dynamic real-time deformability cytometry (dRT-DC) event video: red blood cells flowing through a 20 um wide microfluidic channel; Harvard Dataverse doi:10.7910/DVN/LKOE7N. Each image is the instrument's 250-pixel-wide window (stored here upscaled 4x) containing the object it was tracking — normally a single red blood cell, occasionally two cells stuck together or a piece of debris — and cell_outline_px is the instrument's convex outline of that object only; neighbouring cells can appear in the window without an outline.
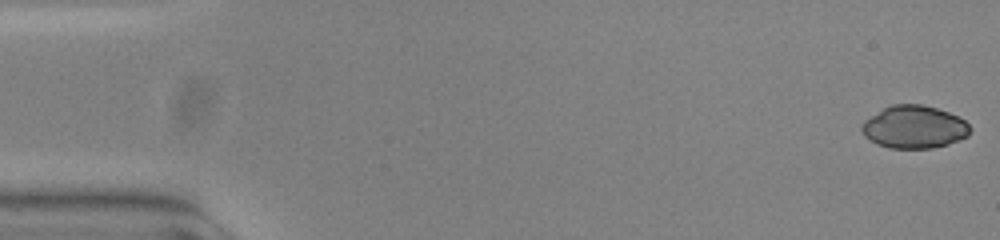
{"species": "common noctule bat (a hibernating species)", "species_latin": "Nyctalus noctula", "temperature_condition": "warm", "stored_images_in_passage": 54, "camera_frame_rate_fps": 3000, "um_per_image_px": 0.085, "animal": {"sex": "female", "body_mass_g": 23.0, "forearm_length_mm": 53.4}, "frame": {"image": 1, "passage_image": 1, "time_ms": 0.0, "image_size_px": [1000, 240], "cell_outline_px": [[972, 128], [968, 136], [948, 144], [932, 148], [888, 148], [876, 144], [864, 136], [860, 128], [864, 120], [884, 108], [892, 104], [920, 104], [936, 108], [948, 112], [964, 120]], "centroid_in_image_um": [77.69, 10.8], "position_along_channel_um": 7.3, "area_um2": 26.99}}
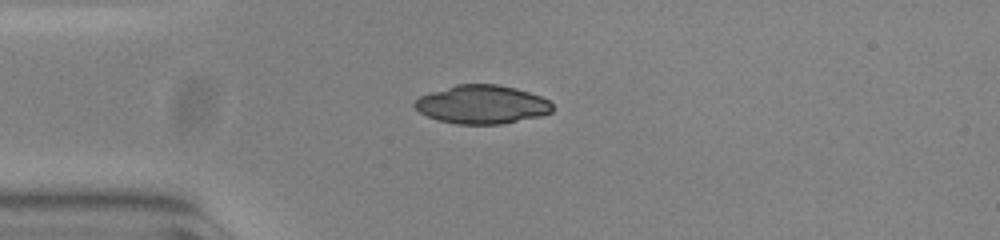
{"frame": {"image": 2, "passage_image": 14, "time_ms": 4.333, "image_size_px": [1000, 240], "cell_outline_px": [[556, 108], [552, 112], [540, 116], [500, 124], [456, 124], [440, 120], [428, 116], [420, 112], [412, 104], [420, 96], [456, 84], [496, 84], [516, 88], [540, 96], [548, 100]], "centroid_in_image_um": [40.99, 8.88], "position_along_channel_um": 44.0, "area_um2": 30.81}}
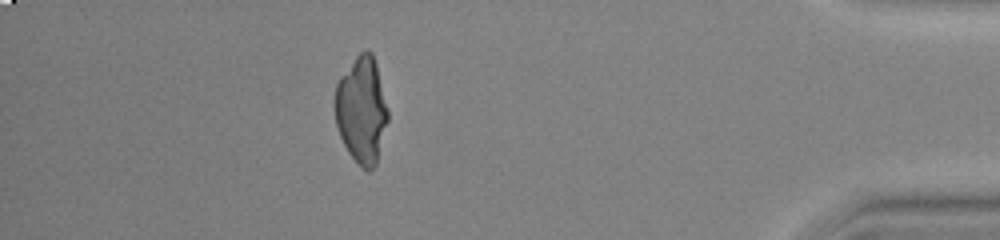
{"frame": {"image": 3, "passage_image": 48, "time_ms": 15.667, "image_size_px": [1000, 240], "cell_outline_px": [[388, 120], [376, 164], [368, 172], [348, 152], [340, 136], [336, 124], [332, 104], [332, 100], [336, 84], [340, 76], [356, 56], [364, 48], [368, 48], [372, 52], [376, 64], [388, 112]], "centroid_in_image_um": [30.7, 9.3], "position_along_channel_um": 404.5, "area_um2": 33.06}}